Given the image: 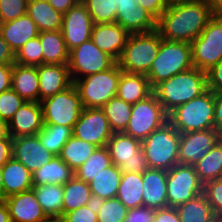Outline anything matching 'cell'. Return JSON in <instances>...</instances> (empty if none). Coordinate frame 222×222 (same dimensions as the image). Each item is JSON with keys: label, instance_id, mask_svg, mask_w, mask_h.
I'll return each instance as SVG.
<instances>
[{"label": "cell", "instance_id": "6da1fadb", "mask_svg": "<svg viewBox=\"0 0 222 222\" xmlns=\"http://www.w3.org/2000/svg\"><path fill=\"white\" fill-rule=\"evenodd\" d=\"M214 15L210 0L171 3L157 20L156 30L162 39L191 43Z\"/></svg>", "mask_w": 222, "mask_h": 222}, {"label": "cell", "instance_id": "7a4b0ae2", "mask_svg": "<svg viewBox=\"0 0 222 222\" xmlns=\"http://www.w3.org/2000/svg\"><path fill=\"white\" fill-rule=\"evenodd\" d=\"M207 74L193 67L164 80L153 88V93L169 114L176 107L187 103L207 90Z\"/></svg>", "mask_w": 222, "mask_h": 222}, {"label": "cell", "instance_id": "3957f363", "mask_svg": "<svg viewBox=\"0 0 222 222\" xmlns=\"http://www.w3.org/2000/svg\"><path fill=\"white\" fill-rule=\"evenodd\" d=\"M214 109V93L207 89L172 110L168 114V122L179 133L214 129Z\"/></svg>", "mask_w": 222, "mask_h": 222}, {"label": "cell", "instance_id": "277c9868", "mask_svg": "<svg viewBox=\"0 0 222 222\" xmlns=\"http://www.w3.org/2000/svg\"><path fill=\"white\" fill-rule=\"evenodd\" d=\"M191 44L162 39L157 57L146 74L150 86L193 68Z\"/></svg>", "mask_w": 222, "mask_h": 222}, {"label": "cell", "instance_id": "5b68a950", "mask_svg": "<svg viewBox=\"0 0 222 222\" xmlns=\"http://www.w3.org/2000/svg\"><path fill=\"white\" fill-rule=\"evenodd\" d=\"M162 38L155 29L145 33L130 34L117 61L120 69L128 73L146 75L157 57Z\"/></svg>", "mask_w": 222, "mask_h": 222}, {"label": "cell", "instance_id": "8992f818", "mask_svg": "<svg viewBox=\"0 0 222 222\" xmlns=\"http://www.w3.org/2000/svg\"><path fill=\"white\" fill-rule=\"evenodd\" d=\"M180 133L166 122L142 141V149L150 169L169 171L179 164Z\"/></svg>", "mask_w": 222, "mask_h": 222}, {"label": "cell", "instance_id": "52a82bcc", "mask_svg": "<svg viewBox=\"0 0 222 222\" xmlns=\"http://www.w3.org/2000/svg\"><path fill=\"white\" fill-rule=\"evenodd\" d=\"M122 70L116 62L111 68L80 78L74 82L83 108H102L117 96Z\"/></svg>", "mask_w": 222, "mask_h": 222}, {"label": "cell", "instance_id": "ba28073f", "mask_svg": "<svg viewBox=\"0 0 222 222\" xmlns=\"http://www.w3.org/2000/svg\"><path fill=\"white\" fill-rule=\"evenodd\" d=\"M166 122H168V114L156 95L152 93L146 99L132 104L129 123L123 133L143 141Z\"/></svg>", "mask_w": 222, "mask_h": 222}, {"label": "cell", "instance_id": "9c48e42d", "mask_svg": "<svg viewBox=\"0 0 222 222\" xmlns=\"http://www.w3.org/2000/svg\"><path fill=\"white\" fill-rule=\"evenodd\" d=\"M192 63L207 72L222 59V15L215 14L191 43Z\"/></svg>", "mask_w": 222, "mask_h": 222}, {"label": "cell", "instance_id": "30bf717a", "mask_svg": "<svg viewBox=\"0 0 222 222\" xmlns=\"http://www.w3.org/2000/svg\"><path fill=\"white\" fill-rule=\"evenodd\" d=\"M44 124L74 127L83 109L79 92L73 83L70 87L40 101Z\"/></svg>", "mask_w": 222, "mask_h": 222}, {"label": "cell", "instance_id": "8fae6325", "mask_svg": "<svg viewBox=\"0 0 222 222\" xmlns=\"http://www.w3.org/2000/svg\"><path fill=\"white\" fill-rule=\"evenodd\" d=\"M112 160L122 173H143L150 169L142 149V141L123 132L113 133L107 143Z\"/></svg>", "mask_w": 222, "mask_h": 222}, {"label": "cell", "instance_id": "7c38bea8", "mask_svg": "<svg viewBox=\"0 0 222 222\" xmlns=\"http://www.w3.org/2000/svg\"><path fill=\"white\" fill-rule=\"evenodd\" d=\"M115 63L91 39L69 51L68 68L73 83L80 78L105 71Z\"/></svg>", "mask_w": 222, "mask_h": 222}, {"label": "cell", "instance_id": "4fadbf2b", "mask_svg": "<svg viewBox=\"0 0 222 222\" xmlns=\"http://www.w3.org/2000/svg\"><path fill=\"white\" fill-rule=\"evenodd\" d=\"M166 183L168 207L176 208L203 193L204 184L194 166L176 164L167 171Z\"/></svg>", "mask_w": 222, "mask_h": 222}, {"label": "cell", "instance_id": "5bb4252c", "mask_svg": "<svg viewBox=\"0 0 222 222\" xmlns=\"http://www.w3.org/2000/svg\"><path fill=\"white\" fill-rule=\"evenodd\" d=\"M113 132L102 108H83L73 136L97 147L107 146Z\"/></svg>", "mask_w": 222, "mask_h": 222}, {"label": "cell", "instance_id": "9a60e30c", "mask_svg": "<svg viewBox=\"0 0 222 222\" xmlns=\"http://www.w3.org/2000/svg\"><path fill=\"white\" fill-rule=\"evenodd\" d=\"M92 27V18L81 1L63 14L61 31L68 50L90 40Z\"/></svg>", "mask_w": 222, "mask_h": 222}, {"label": "cell", "instance_id": "2e32d148", "mask_svg": "<svg viewBox=\"0 0 222 222\" xmlns=\"http://www.w3.org/2000/svg\"><path fill=\"white\" fill-rule=\"evenodd\" d=\"M220 139L215 129L180 133L179 164L194 166Z\"/></svg>", "mask_w": 222, "mask_h": 222}, {"label": "cell", "instance_id": "e0dca14e", "mask_svg": "<svg viewBox=\"0 0 222 222\" xmlns=\"http://www.w3.org/2000/svg\"><path fill=\"white\" fill-rule=\"evenodd\" d=\"M117 14L115 23L130 34L145 33L156 29L157 20L149 14L138 0H115Z\"/></svg>", "mask_w": 222, "mask_h": 222}, {"label": "cell", "instance_id": "ac0fdd59", "mask_svg": "<svg viewBox=\"0 0 222 222\" xmlns=\"http://www.w3.org/2000/svg\"><path fill=\"white\" fill-rule=\"evenodd\" d=\"M12 157L34 173L48 163L54 155L41 144L37 134L12 138Z\"/></svg>", "mask_w": 222, "mask_h": 222}, {"label": "cell", "instance_id": "d6986e66", "mask_svg": "<svg viewBox=\"0 0 222 222\" xmlns=\"http://www.w3.org/2000/svg\"><path fill=\"white\" fill-rule=\"evenodd\" d=\"M130 33L117 23L93 24L91 40L103 52L119 60Z\"/></svg>", "mask_w": 222, "mask_h": 222}, {"label": "cell", "instance_id": "ffe728a7", "mask_svg": "<svg viewBox=\"0 0 222 222\" xmlns=\"http://www.w3.org/2000/svg\"><path fill=\"white\" fill-rule=\"evenodd\" d=\"M43 112L40 102H25L8 122V134L12 138L37 135L43 128Z\"/></svg>", "mask_w": 222, "mask_h": 222}, {"label": "cell", "instance_id": "44dd1931", "mask_svg": "<svg viewBox=\"0 0 222 222\" xmlns=\"http://www.w3.org/2000/svg\"><path fill=\"white\" fill-rule=\"evenodd\" d=\"M3 200L8 207L11 222H43L47 217L33 189L10 195Z\"/></svg>", "mask_w": 222, "mask_h": 222}, {"label": "cell", "instance_id": "7402d4cb", "mask_svg": "<svg viewBox=\"0 0 222 222\" xmlns=\"http://www.w3.org/2000/svg\"><path fill=\"white\" fill-rule=\"evenodd\" d=\"M39 102L65 90L73 84L68 65L42 64L37 66Z\"/></svg>", "mask_w": 222, "mask_h": 222}, {"label": "cell", "instance_id": "603a6c76", "mask_svg": "<svg viewBox=\"0 0 222 222\" xmlns=\"http://www.w3.org/2000/svg\"><path fill=\"white\" fill-rule=\"evenodd\" d=\"M143 206L157 210L168 207L167 171L148 169L142 173Z\"/></svg>", "mask_w": 222, "mask_h": 222}, {"label": "cell", "instance_id": "cb8c5ba5", "mask_svg": "<svg viewBox=\"0 0 222 222\" xmlns=\"http://www.w3.org/2000/svg\"><path fill=\"white\" fill-rule=\"evenodd\" d=\"M0 33L16 54L29 40L39 35L36 23L24 14L15 20L0 23Z\"/></svg>", "mask_w": 222, "mask_h": 222}, {"label": "cell", "instance_id": "d4e9b609", "mask_svg": "<svg viewBox=\"0 0 222 222\" xmlns=\"http://www.w3.org/2000/svg\"><path fill=\"white\" fill-rule=\"evenodd\" d=\"M11 89L25 102H39V77L37 67L14 63L12 68Z\"/></svg>", "mask_w": 222, "mask_h": 222}, {"label": "cell", "instance_id": "484cf974", "mask_svg": "<svg viewBox=\"0 0 222 222\" xmlns=\"http://www.w3.org/2000/svg\"><path fill=\"white\" fill-rule=\"evenodd\" d=\"M3 199L32 189V173L18 160L11 159L2 166Z\"/></svg>", "mask_w": 222, "mask_h": 222}, {"label": "cell", "instance_id": "4316f807", "mask_svg": "<svg viewBox=\"0 0 222 222\" xmlns=\"http://www.w3.org/2000/svg\"><path fill=\"white\" fill-rule=\"evenodd\" d=\"M153 93L149 80L144 74L122 71L118 83L117 97L123 101L135 104L146 99Z\"/></svg>", "mask_w": 222, "mask_h": 222}, {"label": "cell", "instance_id": "83f0119b", "mask_svg": "<svg viewBox=\"0 0 222 222\" xmlns=\"http://www.w3.org/2000/svg\"><path fill=\"white\" fill-rule=\"evenodd\" d=\"M43 51V64L68 65L69 50L61 30L43 31L38 35Z\"/></svg>", "mask_w": 222, "mask_h": 222}, {"label": "cell", "instance_id": "f1b7e54d", "mask_svg": "<svg viewBox=\"0 0 222 222\" xmlns=\"http://www.w3.org/2000/svg\"><path fill=\"white\" fill-rule=\"evenodd\" d=\"M39 32L61 30L63 14L56 11L47 0H29L26 13Z\"/></svg>", "mask_w": 222, "mask_h": 222}, {"label": "cell", "instance_id": "f546056e", "mask_svg": "<svg viewBox=\"0 0 222 222\" xmlns=\"http://www.w3.org/2000/svg\"><path fill=\"white\" fill-rule=\"evenodd\" d=\"M121 176V170L114 164L101 170L88 183L94 202L116 197Z\"/></svg>", "mask_w": 222, "mask_h": 222}, {"label": "cell", "instance_id": "4dcf8cb0", "mask_svg": "<svg viewBox=\"0 0 222 222\" xmlns=\"http://www.w3.org/2000/svg\"><path fill=\"white\" fill-rule=\"evenodd\" d=\"M74 176V171L59 156L32 173L33 186L45 184L64 185Z\"/></svg>", "mask_w": 222, "mask_h": 222}, {"label": "cell", "instance_id": "1f68e13d", "mask_svg": "<svg viewBox=\"0 0 222 222\" xmlns=\"http://www.w3.org/2000/svg\"><path fill=\"white\" fill-rule=\"evenodd\" d=\"M142 182V173H122L116 197L128 210L143 206Z\"/></svg>", "mask_w": 222, "mask_h": 222}, {"label": "cell", "instance_id": "d6a6232c", "mask_svg": "<svg viewBox=\"0 0 222 222\" xmlns=\"http://www.w3.org/2000/svg\"><path fill=\"white\" fill-rule=\"evenodd\" d=\"M64 214L94 203L89 184L73 176L63 185Z\"/></svg>", "mask_w": 222, "mask_h": 222}, {"label": "cell", "instance_id": "836d02e7", "mask_svg": "<svg viewBox=\"0 0 222 222\" xmlns=\"http://www.w3.org/2000/svg\"><path fill=\"white\" fill-rule=\"evenodd\" d=\"M181 222H213L216 217L204 193L176 207Z\"/></svg>", "mask_w": 222, "mask_h": 222}, {"label": "cell", "instance_id": "e575fe53", "mask_svg": "<svg viewBox=\"0 0 222 222\" xmlns=\"http://www.w3.org/2000/svg\"><path fill=\"white\" fill-rule=\"evenodd\" d=\"M32 189L46 216L64 214L63 185H37Z\"/></svg>", "mask_w": 222, "mask_h": 222}, {"label": "cell", "instance_id": "d590c367", "mask_svg": "<svg viewBox=\"0 0 222 222\" xmlns=\"http://www.w3.org/2000/svg\"><path fill=\"white\" fill-rule=\"evenodd\" d=\"M194 167L203 184L222 178V140L220 139Z\"/></svg>", "mask_w": 222, "mask_h": 222}, {"label": "cell", "instance_id": "8d00e7d4", "mask_svg": "<svg viewBox=\"0 0 222 222\" xmlns=\"http://www.w3.org/2000/svg\"><path fill=\"white\" fill-rule=\"evenodd\" d=\"M38 135L41 144L54 156H59L62 147L73 136V128L64 125L44 124Z\"/></svg>", "mask_w": 222, "mask_h": 222}, {"label": "cell", "instance_id": "74e56055", "mask_svg": "<svg viewBox=\"0 0 222 222\" xmlns=\"http://www.w3.org/2000/svg\"><path fill=\"white\" fill-rule=\"evenodd\" d=\"M96 148L97 146L72 136L62 147L59 157L75 171L92 155Z\"/></svg>", "mask_w": 222, "mask_h": 222}, {"label": "cell", "instance_id": "f35d334b", "mask_svg": "<svg viewBox=\"0 0 222 222\" xmlns=\"http://www.w3.org/2000/svg\"><path fill=\"white\" fill-rule=\"evenodd\" d=\"M108 119L110 129L113 133L124 132L129 123L132 111V104L116 97L111 98L102 107Z\"/></svg>", "mask_w": 222, "mask_h": 222}, {"label": "cell", "instance_id": "ab89813d", "mask_svg": "<svg viewBox=\"0 0 222 222\" xmlns=\"http://www.w3.org/2000/svg\"><path fill=\"white\" fill-rule=\"evenodd\" d=\"M111 165L112 160L107 146L97 147L92 155L74 171V176L79 180L89 183L101 170Z\"/></svg>", "mask_w": 222, "mask_h": 222}, {"label": "cell", "instance_id": "60d3db41", "mask_svg": "<svg viewBox=\"0 0 222 222\" xmlns=\"http://www.w3.org/2000/svg\"><path fill=\"white\" fill-rule=\"evenodd\" d=\"M92 18L93 24L115 23L117 6L115 0H81Z\"/></svg>", "mask_w": 222, "mask_h": 222}, {"label": "cell", "instance_id": "b9f144b4", "mask_svg": "<svg viewBox=\"0 0 222 222\" xmlns=\"http://www.w3.org/2000/svg\"><path fill=\"white\" fill-rule=\"evenodd\" d=\"M98 222H123L127 216V207L117 198L96 201Z\"/></svg>", "mask_w": 222, "mask_h": 222}, {"label": "cell", "instance_id": "7bdbcfd3", "mask_svg": "<svg viewBox=\"0 0 222 222\" xmlns=\"http://www.w3.org/2000/svg\"><path fill=\"white\" fill-rule=\"evenodd\" d=\"M15 63L36 67L43 64L42 45L38 36L27 41L15 54Z\"/></svg>", "mask_w": 222, "mask_h": 222}, {"label": "cell", "instance_id": "ee69618b", "mask_svg": "<svg viewBox=\"0 0 222 222\" xmlns=\"http://www.w3.org/2000/svg\"><path fill=\"white\" fill-rule=\"evenodd\" d=\"M25 101L13 90L0 93V118L8 124Z\"/></svg>", "mask_w": 222, "mask_h": 222}, {"label": "cell", "instance_id": "f6af8a7d", "mask_svg": "<svg viewBox=\"0 0 222 222\" xmlns=\"http://www.w3.org/2000/svg\"><path fill=\"white\" fill-rule=\"evenodd\" d=\"M203 193L216 218L222 219V178L204 184Z\"/></svg>", "mask_w": 222, "mask_h": 222}, {"label": "cell", "instance_id": "bcb514c9", "mask_svg": "<svg viewBox=\"0 0 222 222\" xmlns=\"http://www.w3.org/2000/svg\"><path fill=\"white\" fill-rule=\"evenodd\" d=\"M29 0H0V23L15 20L27 13Z\"/></svg>", "mask_w": 222, "mask_h": 222}, {"label": "cell", "instance_id": "7dc6e473", "mask_svg": "<svg viewBox=\"0 0 222 222\" xmlns=\"http://www.w3.org/2000/svg\"><path fill=\"white\" fill-rule=\"evenodd\" d=\"M69 222H98L95 202L65 213Z\"/></svg>", "mask_w": 222, "mask_h": 222}, {"label": "cell", "instance_id": "c3c4849f", "mask_svg": "<svg viewBox=\"0 0 222 222\" xmlns=\"http://www.w3.org/2000/svg\"><path fill=\"white\" fill-rule=\"evenodd\" d=\"M207 88L213 93H222V59L207 72Z\"/></svg>", "mask_w": 222, "mask_h": 222}, {"label": "cell", "instance_id": "681fc988", "mask_svg": "<svg viewBox=\"0 0 222 222\" xmlns=\"http://www.w3.org/2000/svg\"><path fill=\"white\" fill-rule=\"evenodd\" d=\"M155 210L147 206L129 209L123 222H153Z\"/></svg>", "mask_w": 222, "mask_h": 222}, {"label": "cell", "instance_id": "f907efd6", "mask_svg": "<svg viewBox=\"0 0 222 222\" xmlns=\"http://www.w3.org/2000/svg\"><path fill=\"white\" fill-rule=\"evenodd\" d=\"M138 5L158 20L167 9L168 3L166 0H138Z\"/></svg>", "mask_w": 222, "mask_h": 222}, {"label": "cell", "instance_id": "816d5d0a", "mask_svg": "<svg viewBox=\"0 0 222 222\" xmlns=\"http://www.w3.org/2000/svg\"><path fill=\"white\" fill-rule=\"evenodd\" d=\"M153 222H181L174 207H165L155 210Z\"/></svg>", "mask_w": 222, "mask_h": 222}, {"label": "cell", "instance_id": "f5cc1de1", "mask_svg": "<svg viewBox=\"0 0 222 222\" xmlns=\"http://www.w3.org/2000/svg\"><path fill=\"white\" fill-rule=\"evenodd\" d=\"M14 63L15 53L0 33V64L13 65Z\"/></svg>", "mask_w": 222, "mask_h": 222}, {"label": "cell", "instance_id": "db71d44e", "mask_svg": "<svg viewBox=\"0 0 222 222\" xmlns=\"http://www.w3.org/2000/svg\"><path fill=\"white\" fill-rule=\"evenodd\" d=\"M214 129L222 138V93H214Z\"/></svg>", "mask_w": 222, "mask_h": 222}, {"label": "cell", "instance_id": "11a10c76", "mask_svg": "<svg viewBox=\"0 0 222 222\" xmlns=\"http://www.w3.org/2000/svg\"><path fill=\"white\" fill-rule=\"evenodd\" d=\"M13 65L0 64V93L11 89Z\"/></svg>", "mask_w": 222, "mask_h": 222}, {"label": "cell", "instance_id": "9f6ffc18", "mask_svg": "<svg viewBox=\"0 0 222 222\" xmlns=\"http://www.w3.org/2000/svg\"><path fill=\"white\" fill-rule=\"evenodd\" d=\"M12 157V137L10 135L0 138V166L2 167Z\"/></svg>", "mask_w": 222, "mask_h": 222}, {"label": "cell", "instance_id": "6f0895ef", "mask_svg": "<svg viewBox=\"0 0 222 222\" xmlns=\"http://www.w3.org/2000/svg\"><path fill=\"white\" fill-rule=\"evenodd\" d=\"M81 0H47V2L58 12L65 14L71 7Z\"/></svg>", "mask_w": 222, "mask_h": 222}, {"label": "cell", "instance_id": "680465c9", "mask_svg": "<svg viewBox=\"0 0 222 222\" xmlns=\"http://www.w3.org/2000/svg\"><path fill=\"white\" fill-rule=\"evenodd\" d=\"M0 222H11L9 210L4 200H0Z\"/></svg>", "mask_w": 222, "mask_h": 222}, {"label": "cell", "instance_id": "91938a15", "mask_svg": "<svg viewBox=\"0 0 222 222\" xmlns=\"http://www.w3.org/2000/svg\"><path fill=\"white\" fill-rule=\"evenodd\" d=\"M43 222H69L65 214L48 215Z\"/></svg>", "mask_w": 222, "mask_h": 222}, {"label": "cell", "instance_id": "94428289", "mask_svg": "<svg viewBox=\"0 0 222 222\" xmlns=\"http://www.w3.org/2000/svg\"><path fill=\"white\" fill-rule=\"evenodd\" d=\"M215 14L222 15V0H210Z\"/></svg>", "mask_w": 222, "mask_h": 222}, {"label": "cell", "instance_id": "6125c7cd", "mask_svg": "<svg viewBox=\"0 0 222 222\" xmlns=\"http://www.w3.org/2000/svg\"><path fill=\"white\" fill-rule=\"evenodd\" d=\"M8 126L7 123L4 122L1 118H0V138L2 137H6L8 136Z\"/></svg>", "mask_w": 222, "mask_h": 222}, {"label": "cell", "instance_id": "be15d7a7", "mask_svg": "<svg viewBox=\"0 0 222 222\" xmlns=\"http://www.w3.org/2000/svg\"><path fill=\"white\" fill-rule=\"evenodd\" d=\"M0 200H3V179H2V167L0 166Z\"/></svg>", "mask_w": 222, "mask_h": 222}, {"label": "cell", "instance_id": "e7e4bbea", "mask_svg": "<svg viewBox=\"0 0 222 222\" xmlns=\"http://www.w3.org/2000/svg\"><path fill=\"white\" fill-rule=\"evenodd\" d=\"M168 4L175 3V2H182V1H192V0H166Z\"/></svg>", "mask_w": 222, "mask_h": 222}, {"label": "cell", "instance_id": "03108f58", "mask_svg": "<svg viewBox=\"0 0 222 222\" xmlns=\"http://www.w3.org/2000/svg\"><path fill=\"white\" fill-rule=\"evenodd\" d=\"M213 222H222V219L216 218Z\"/></svg>", "mask_w": 222, "mask_h": 222}]
</instances>
